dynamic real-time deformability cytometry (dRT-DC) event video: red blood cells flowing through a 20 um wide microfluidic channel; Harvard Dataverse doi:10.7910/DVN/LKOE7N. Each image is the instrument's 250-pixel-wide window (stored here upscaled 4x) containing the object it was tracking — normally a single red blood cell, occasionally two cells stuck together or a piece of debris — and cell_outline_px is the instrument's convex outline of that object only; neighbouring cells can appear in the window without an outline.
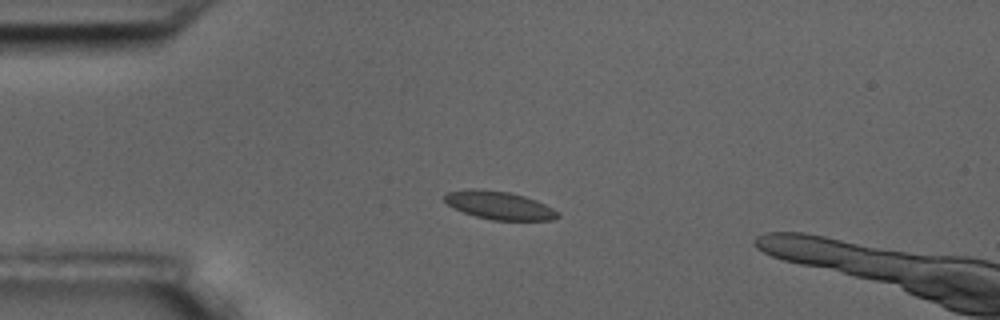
{"species": "common noctule bat (a hibernating species)", "species_latin": "Nyctalus noctula", "temperature_condition": "room temperature", "stored_images_in_passage": 6, "camera_frame_rate_fps": 3000, "um_per_image_px": 0.085, "animal": {"sex": "male", "body_mass_g": 17.5, "forearm_length_mm": 52.3}, "frame": {"image": 1, "passage_image": 5, "time_ms": 4.667, "image_size_px": [1000, 320], "cell_outline_px": [[560, 216], [552, 220], [492, 220], [476, 216], [464, 212], [448, 204], [444, 200], [444, 196], [448, 192], [468, 188], [476, 188], [508, 192], [524, 196], [536, 200], [560, 212]], "centroid_in_image_um": [42.45, 17.45], "position_along_channel_um": 42.5, "area_um2": 18.44}}